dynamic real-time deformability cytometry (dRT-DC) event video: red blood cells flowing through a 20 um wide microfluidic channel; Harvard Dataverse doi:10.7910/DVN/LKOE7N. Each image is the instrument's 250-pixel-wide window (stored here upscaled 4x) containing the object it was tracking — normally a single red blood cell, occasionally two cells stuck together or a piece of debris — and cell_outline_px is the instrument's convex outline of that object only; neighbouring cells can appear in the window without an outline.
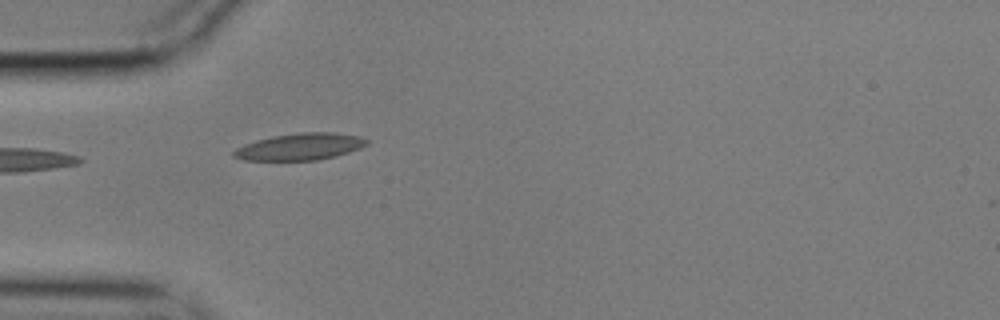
{"species": "common noctule bat (a hibernating species)", "species_latin": "Nyctalus noctula", "temperature_condition": "cold", "stored_images_in_passage": 4, "camera_frame_rate_fps": 3000, "um_per_image_px": 0.085, "animal": {"sex": "male", "body_mass_g": 17.9}, "frame": {"image": 1, "passage_image": 1, "time_ms": 0.0, "image_size_px": [1000, 320], "cell_outline_px": [[368, 144], [360, 148], [336, 156], [316, 160], [244, 160], [232, 156], [232, 152], [236, 148], [244, 144], [256, 140], [272, 136], [300, 132], [332, 132], [360, 136], [368, 140]], "centroid_in_image_um": [25.49, 12.46], "position_along_channel_um": 59.5, "area_um2": 20.81}}